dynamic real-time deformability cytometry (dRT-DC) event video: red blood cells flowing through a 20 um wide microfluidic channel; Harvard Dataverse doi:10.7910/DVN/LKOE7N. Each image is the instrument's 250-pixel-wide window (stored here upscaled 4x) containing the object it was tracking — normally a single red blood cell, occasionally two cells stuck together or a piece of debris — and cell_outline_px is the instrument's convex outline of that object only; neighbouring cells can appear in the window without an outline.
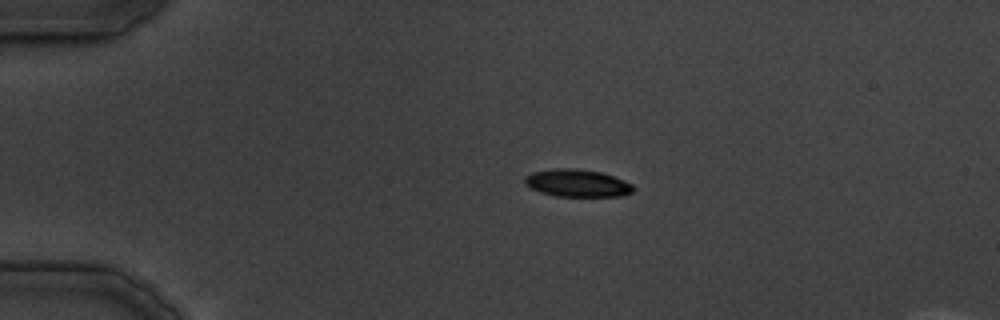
{"species": "common noctule bat (a hibernating species)", "species_latin": "Nyctalus noctula", "temperature_condition": "cold", "stored_images_in_passage": 37, "camera_frame_rate_fps": 3000, "um_per_image_px": 0.085, "animal": {"sex": "male", "body_mass_g": 19.5, "forearm_length_mm": 54.6}, "frame": {"image": 1, "passage_image": 8, "time_ms": 8.667, "image_size_px": [1000, 320], "cell_outline_px": [[636, 188], [632, 192], [624, 196], [556, 196], [540, 192], [524, 184], [524, 176], [532, 172], [556, 168], [576, 168], [600, 172], [624, 180], [632, 184]], "centroid_in_image_um": [49.07, 15.56], "position_along_channel_um": 35.9, "area_um2": 17.46}}
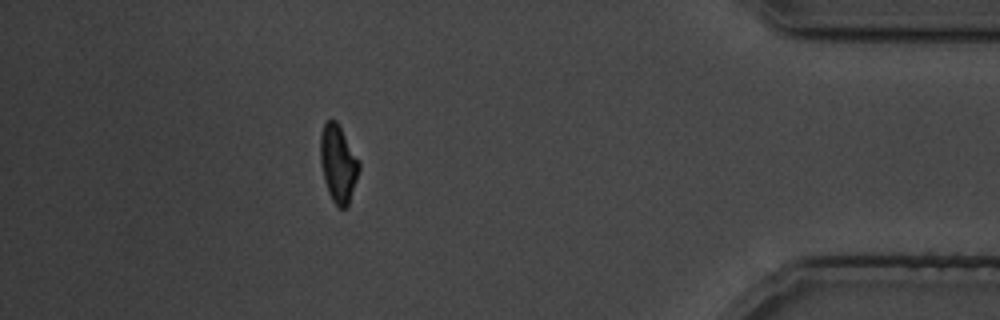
{"frame": {"image": 2, "passage_image": 33, "time_ms": 40.0, "image_size_px": [1000, 320], "cell_outline_px": [[360, 168], [348, 204], [344, 208], [340, 208], [332, 200], [328, 192], [324, 180], [320, 160], [320, 136], [324, 124], [328, 120], [336, 120], [360, 160]], "centroid_in_image_um": [28.74, 13.88], "position_along_channel_um": 406.5, "area_um2": 17.34}}